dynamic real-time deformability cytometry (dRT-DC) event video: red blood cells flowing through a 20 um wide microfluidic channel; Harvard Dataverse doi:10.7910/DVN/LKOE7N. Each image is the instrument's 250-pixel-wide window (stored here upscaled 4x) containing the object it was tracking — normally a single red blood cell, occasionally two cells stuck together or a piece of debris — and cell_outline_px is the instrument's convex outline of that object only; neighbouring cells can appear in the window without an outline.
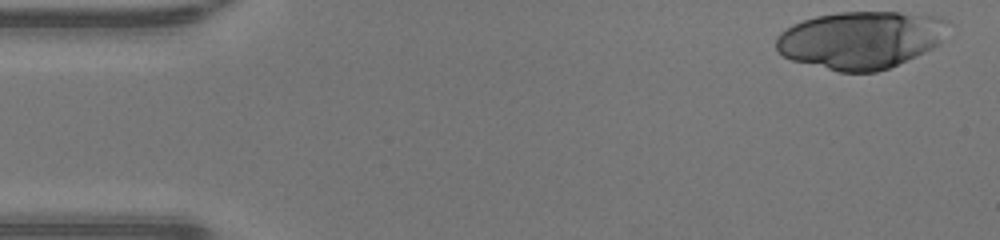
{"species": "human", "species_latin": "Homo sapiens", "temperature_condition": "warm", "stored_images_in_passage": 16, "camera_frame_rate_fps": 3000, "um_per_image_px": 0.085, "donor": {"sex": "male"}, "frame": {"image": 1, "passage_image": 1, "time_ms": 0.0, "image_size_px": [1000, 240], "cell_outline_px": [[952, 24], [936, 44], [932, 48], [916, 56], [888, 68], [876, 72], [840, 72], [792, 60], [784, 56], [776, 48], [776, 36], [780, 32], [792, 24], [816, 16], [840, 12], [900, 12], [940, 16], [948, 20]], "centroid_in_image_um": [73.17, 3.37], "position_along_channel_um": 11.8, "area_um2": 57.63}}
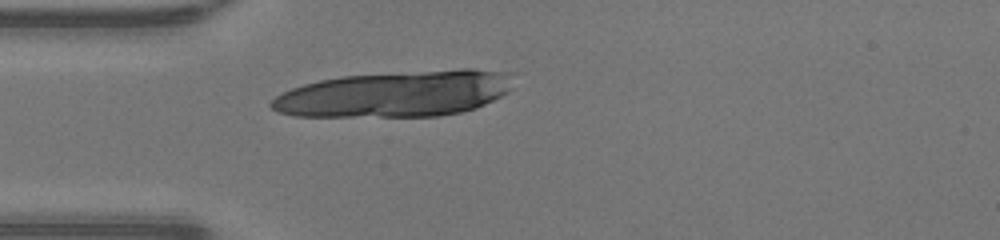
{"frame": {"image": 2, "passage_image": 12, "time_ms": 3.667, "image_size_px": [1000, 240], "cell_outline_px": [[516, 72], [512, 88], [508, 92], [476, 108], [460, 112], [440, 116], [292, 116], [276, 112], [268, 104], [276, 96], [292, 88], [304, 84], [320, 80], [344, 76], [460, 68], [472, 68]], "centroid_in_image_um": [33.69, 7.96], "position_along_channel_um": 51.3, "area_um2": 65.31}}